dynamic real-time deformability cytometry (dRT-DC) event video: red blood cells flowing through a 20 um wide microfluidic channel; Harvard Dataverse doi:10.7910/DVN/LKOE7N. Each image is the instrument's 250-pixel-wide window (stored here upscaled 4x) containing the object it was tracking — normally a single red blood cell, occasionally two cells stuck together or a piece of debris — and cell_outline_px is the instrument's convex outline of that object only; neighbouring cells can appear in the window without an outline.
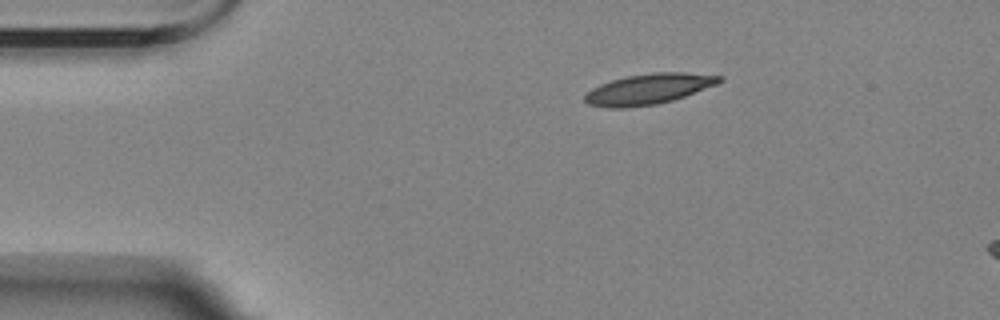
{"species": "Egyptian fruit bat (a non-hibernating species)", "species_latin": "Rousettus aegyptiacus", "temperature_condition": "room temperature", "stored_images_in_passage": 4, "camera_frame_rate_fps": 3000, "um_per_image_px": 0.085, "animal": {"sex": "female"}, "frame": {"image": 1, "passage_image": 1, "time_ms": 0.0, "image_size_px": [1000, 320], "cell_outline_px": [[724, 80], [716, 84], [684, 96], [672, 100], [656, 104], [624, 108], [608, 108], [588, 104], [584, 100], [584, 96], [592, 88], [600, 84], [624, 76], [652, 72], [684, 72], [724, 76]], "centroid_in_image_um": [55.12, 7.55], "position_along_channel_um": 29.9, "area_um2": 23.93}}
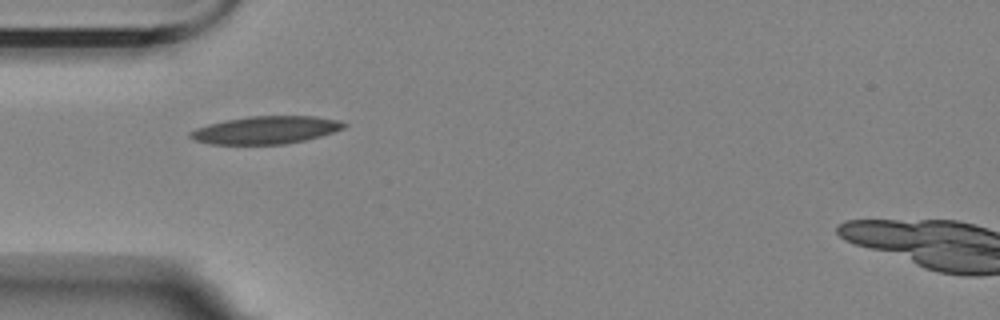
{"frame": {"image": 2, "passage_image": 3, "time_ms": 2.333, "image_size_px": [1000, 320], "cell_outline_px": [[348, 124], [344, 128], [320, 136], [304, 140], [284, 144], [208, 144], [192, 140], [188, 136], [188, 132], [196, 128], [208, 124], [224, 120], [248, 116], [316, 116], [340, 120]], "centroid_in_image_um": [22.55, 11.05], "position_along_channel_um": 62.4, "area_um2": 24.97}}
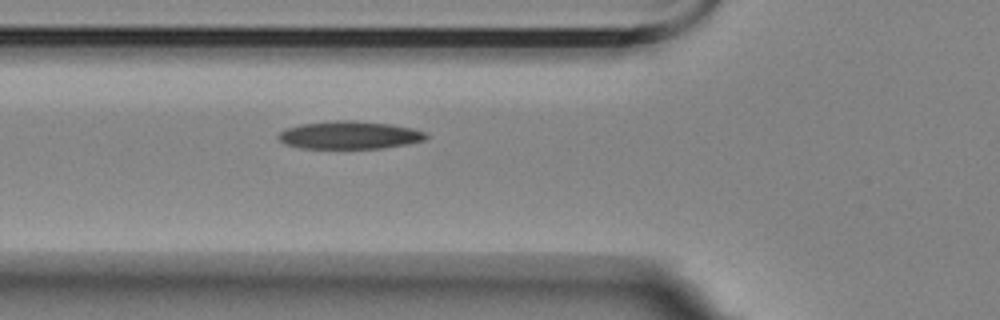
{"frame": {"image": 3, "passage_image": 4, "time_ms": 3.333, "image_size_px": [1000, 320], "cell_outline_px": [[428, 136], [424, 140], [408, 144], [384, 148], [300, 148], [284, 144], [276, 136], [280, 132], [288, 128], [300, 124], [336, 120], [356, 120], [392, 124], [412, 128], [428, 132]], "centroid_in_image_um": [29.74, 11.48], "position_along_channel_um": 96.1, "area_um2": 24.16}}